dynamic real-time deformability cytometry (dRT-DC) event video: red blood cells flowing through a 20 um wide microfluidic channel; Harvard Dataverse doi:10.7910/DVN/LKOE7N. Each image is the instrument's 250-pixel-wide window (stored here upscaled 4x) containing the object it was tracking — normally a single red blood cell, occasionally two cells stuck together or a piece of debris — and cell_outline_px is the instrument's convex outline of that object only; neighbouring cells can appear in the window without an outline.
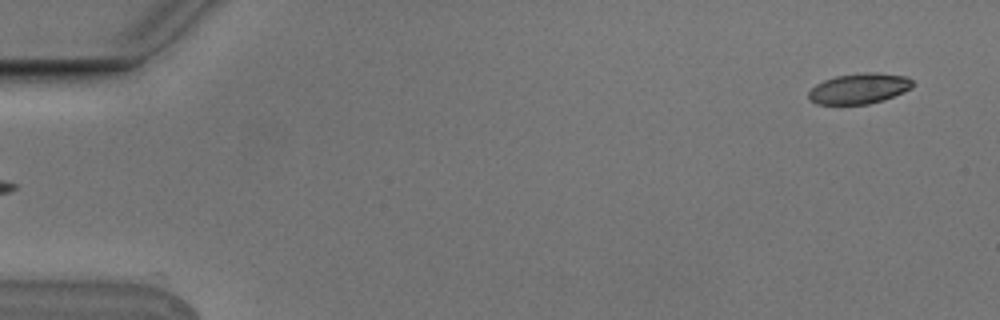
{"species": "Egyptian fruit bat (a non-hibernating species)", "species_latin": "Rousettus aegyptiacus", "temperature_condition": "cold", "stored_images_in_passage": 4, "camera_frame_rate_fps": 3000, "um_per_image_px": 0.085, "animal": {"sex": "male"}, "frame": {"image": 1, "passage_image": 4, "time_ms": 1.0, "image_size_px": [1000, 320], "cell_outline_px": [[916, 84], [912, 88], [904, 92], [884, 100], [868, 104], [816, 104], [808, 96], [808, 92], [816, 84], [824, 80], [836, 76], [864, 72], [880, 72], [908, 76]], "centroid_in_image_um": [73.09, 7.51], "position_along_channel_um": 11.9, "area_um2": 18.73}}